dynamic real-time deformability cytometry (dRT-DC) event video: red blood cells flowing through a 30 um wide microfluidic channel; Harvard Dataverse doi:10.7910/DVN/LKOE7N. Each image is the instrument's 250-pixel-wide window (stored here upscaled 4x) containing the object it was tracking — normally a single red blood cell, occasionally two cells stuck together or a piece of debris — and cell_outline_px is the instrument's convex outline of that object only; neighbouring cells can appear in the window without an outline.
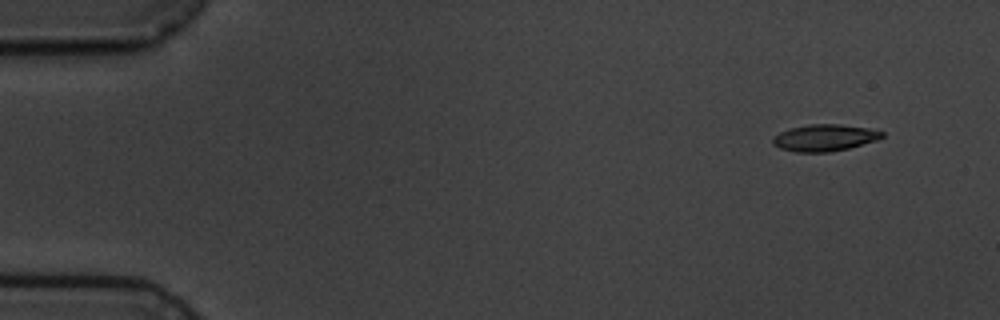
{"species": "common noctule bat (a hibernating species)", "species_latin": "Nyctalus noctula", "temperature_condition": "cold", "stored_images_in_passage": 5, "camera_frame_rate_fps": 3000, "um_per_image_px": 0.085, "animal": {"sex": "male", "body_mass_g": 19.5, "forearm_length_mm": 54.6}, "frame": {"image": 1, "passage_image": 1, "time_ms": 0.0, "image_size_px": [1000, 320], "cell_outline_px": [[884, 136], [876, 140], [848, 148], [828, 152], [796, 152], [780, 148], [772, 144], [772, 136], [780, 132], [792, 128], [808, 124], [840, 124], [868, 128], [884, 132]], "centroid_in_image_um": [70.06, 11.7], "position_along_channel_um": 14.9, "area_um2": 16.94}}
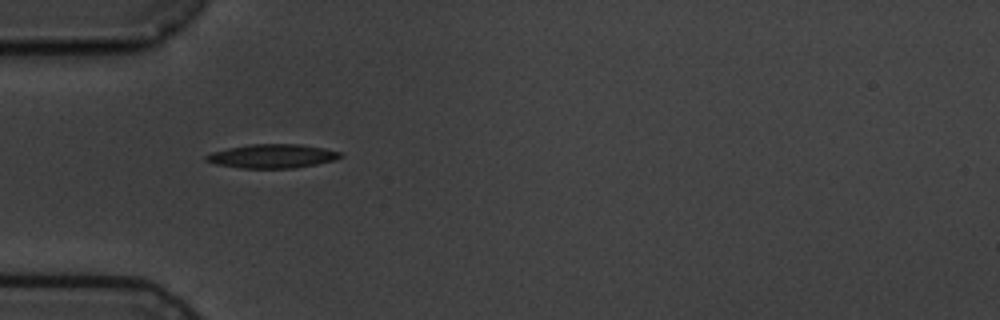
{"frame": {"image": 2, "passage_image": 4, "time_ms": 4.333, "image_size_px": [1000, 320], "cell_outline_px": [[344, 156], [336, 160], [316, 164], [292, 168], [240, 168], [216, 164], [204, 160], [204, 156], [212, 152], [228, 148], [248, 144], [300, 144], [324, 148], [344, 152]], "centroid_in_image_um": [23.18, 13.26], "position_along_channel_um": 61.8, "area_um2": 18.84}}
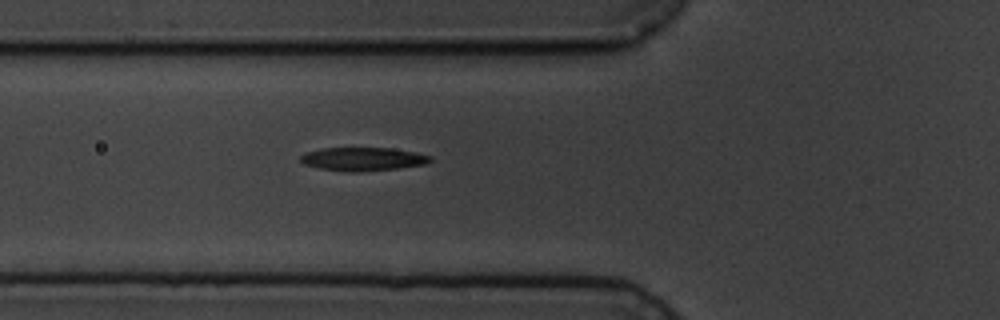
{"frame": {"image": 3, "passage_image": 5, "time_ms": 5.333, "image_size_px": [1000, 320], "cell_outline_px": [[432, 160], [428, 164], [396, 168], [360, 172], [348, 172], [320, 168], [304, 164], [300, 160], [300, 156], [304, 152], [320, 148], [392, 148], [416, 152], [432, 156]], "centroid_in_image_um": [30.85, 13.51], "position_along_channel_um": 94.9, "area_um2": 17.86}}